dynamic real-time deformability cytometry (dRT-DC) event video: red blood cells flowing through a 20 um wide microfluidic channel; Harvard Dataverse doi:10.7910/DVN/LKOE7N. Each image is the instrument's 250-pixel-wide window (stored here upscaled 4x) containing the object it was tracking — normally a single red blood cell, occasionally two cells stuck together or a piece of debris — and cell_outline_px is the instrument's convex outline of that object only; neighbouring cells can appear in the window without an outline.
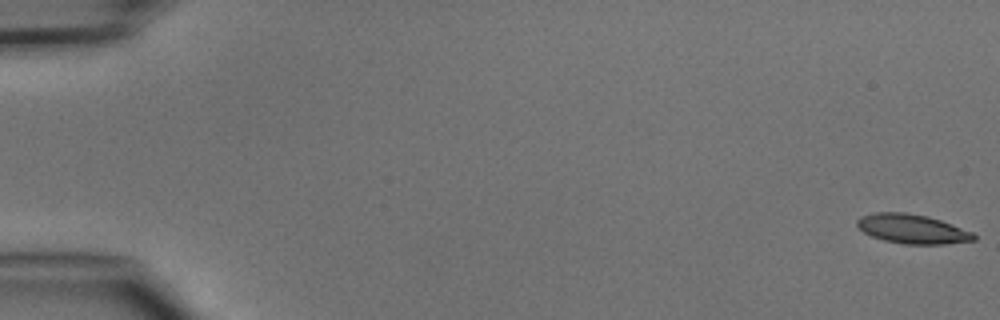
{"species": "common noctule bat (a hibernating species)", "species_latin": "Nyctalus noctula", "temperature_condition": "cold", "stored_images_in_passage": 5, "camera_frame_rate_fps": 3000, "um_per_image_px": 0.085, "animal": {"sex": "male", "body_mass_g": 15.6}, "frame": {"image": 1, "passage_image": 1, "time_ms": 0.0, "image_size_px": [1000, 320], "cell_outline_px": [[976, 240], [944, 244], [904, 244], [884, 240], [872, 236], [864, 232], [856, 224], [856, 220], [860, 216], [876, 212], [904, 212], [928, 216], [940, 220], [972, 232], [976, 236]], "centroid_in_image_um": [77.52, 19.45], "position_along_channel_um": 7.5, "area_um2": 19.83}}
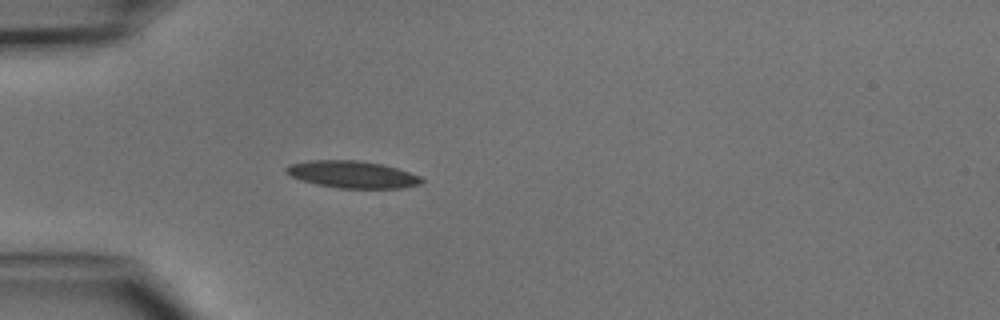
{"frame": {"image": 2, "passage_image": 5, "time_ms": 4.667, "image_size_px": [1000, 320], "cell_outline_px": [[424, 180], [420, 184], [404, 188], [336, 188], [316, 184], [300, 180], [288, 176], [284, 172], [284, 168], [288, 164], [308, 160], [356, 160], [380, 164], [396, 168], [420, 176]], "centroid_in_image_um": [29.87, 14.83], "position_along_channel_um": 55.1, "area_um2": 21.56}}